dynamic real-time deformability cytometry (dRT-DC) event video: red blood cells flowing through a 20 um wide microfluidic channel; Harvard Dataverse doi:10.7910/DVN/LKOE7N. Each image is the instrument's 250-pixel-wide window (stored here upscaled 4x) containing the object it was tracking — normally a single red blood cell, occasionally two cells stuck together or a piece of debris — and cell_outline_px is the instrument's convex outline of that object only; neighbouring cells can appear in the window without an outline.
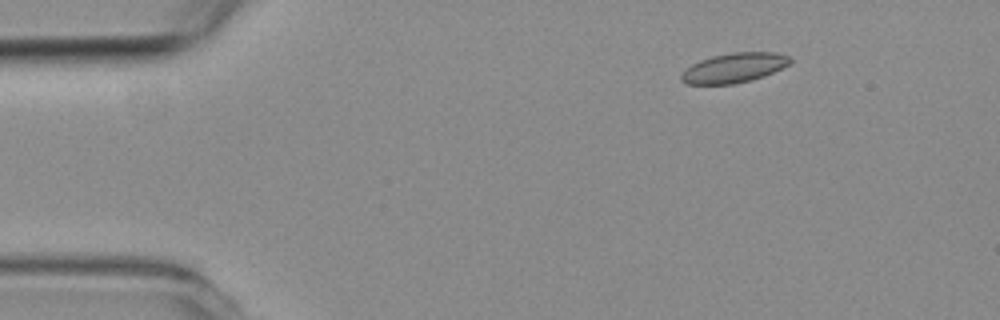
{"species": "common noctule bat (a hibernating species)", "species_latin": "Nyctalus noctula", "temperature_condition": "room temperature", "stored_images_in_passage": 5, "camera_frame_rate_fps": 3000, "um_per_image_px": 0.085, "animal": {"sex": "female", "body_mass_g": 19.3, "forearm_length_mm": 54.1}, "frame": {"image": 1, "passage_image": 1, "time_ms": 0.0, "image_size_px": [1000, 320], "cell_outline_px": [[792, 64], [764, 76], [752, 80], [732, 84], [688, 84], [680, 80], [680, 76], [692, 64], [700, 60], [712, 56], [732, 52], [776, 52], [792, 56]], "centroid_in_image_um": [62.46, 5.75], "position_along_channel_um": 22.5, "area_um2": 18.96}}
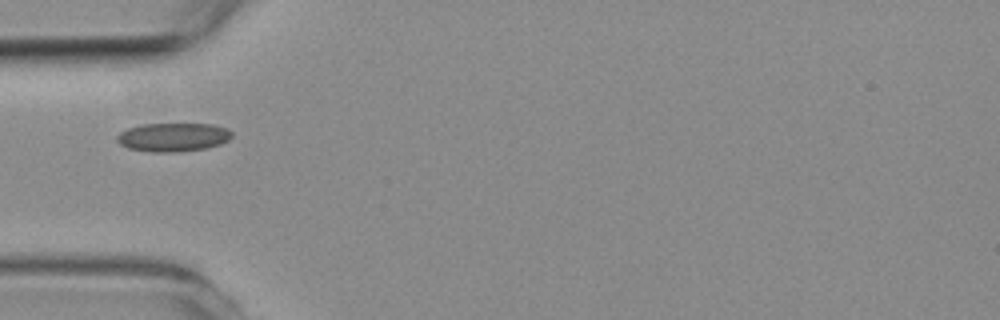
{"frame": {"image": 2, "passage_image": 4, "time_ms": 3.333, "image_size_px": [1000, 320], "cell_outline_px": [[232, 136], [228, 140], [220, 144], [204, 148], [176, 152], [152, 152], [128, 148], [120, 144], [116, 140], [116, 136], [120, 132], [128, 128], [144, 124], [212, 124], [228, 128], [232, 132]], "centroid_in_image_um": [14.71, 11.65], "position_along_channel_um": 70.3, "area_um2": 19.13}}
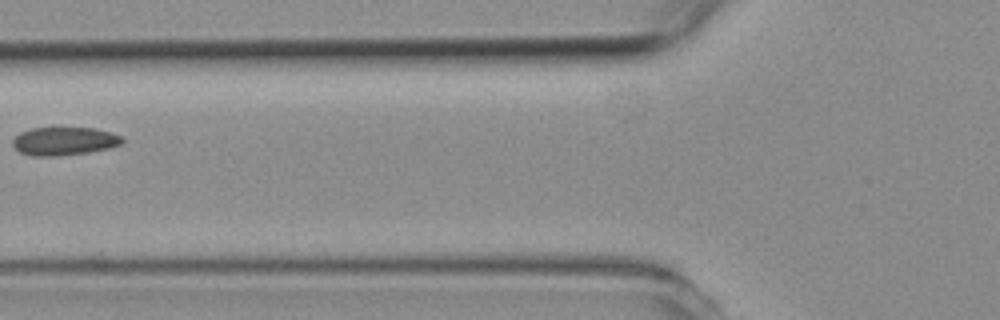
{"frame": {"image": 3, "passage_image": 5, "time_ms": 4.667, "image_size_px": [1000, 320], "cell_outline_px": [[124, 144], [108, 148], [88, 152], [56, 156], [32, 156], [20, 152], [12, 144], [12, 140], [20, 132], [32, 128], [96, 128], [120, 136], [124, 140]], "centroid_in_image_um": [5.45, 12.0], "position_along_channel_um": 120.4, "area_um2": 17.92}}